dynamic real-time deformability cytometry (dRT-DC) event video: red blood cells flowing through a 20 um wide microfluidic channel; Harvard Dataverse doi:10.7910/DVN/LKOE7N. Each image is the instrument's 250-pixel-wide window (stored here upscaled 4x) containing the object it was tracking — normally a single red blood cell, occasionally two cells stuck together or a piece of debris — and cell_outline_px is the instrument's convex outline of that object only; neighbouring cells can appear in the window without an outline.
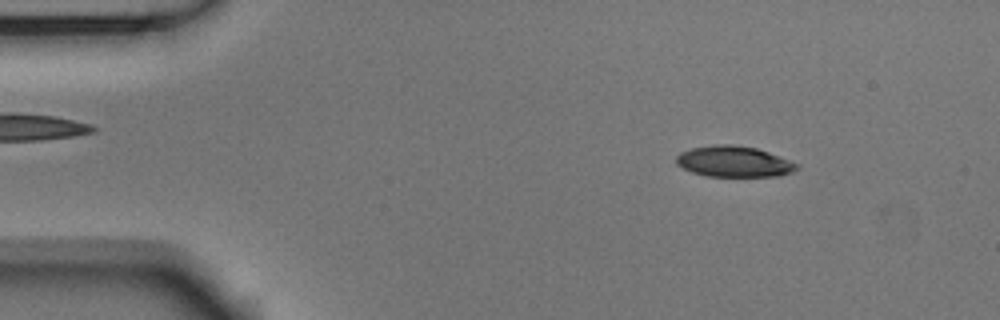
{"species": "Egyptian fruit bat (a non-hibernating species)", "species_latin": "Rousettus aegyptiacus", "temperature_condition": "room temperature", "stored_images_in_passage": 48, "camera_frame_rate_fps": 3000, "um_per_image_px": 0.085, "animal": {"sex": "male"}, "frame": {"image": 1, "passage_image": 1, "time_ms": 0.0, "image_size_px": [1000, 320], "cell_outline_px": [[800, 168], [792, 172], [776, 176], [708, 176], [692, 172], [676, 164], [676, 156], [680, 152], [692, 148], [716, 144], [732, 144], [756, 148], [768, 152], [800, 164]], "centroid_in_image_um": [62.39, 13.73], "position_along_channel_um": 22.6, "area_um2": 21.68}}
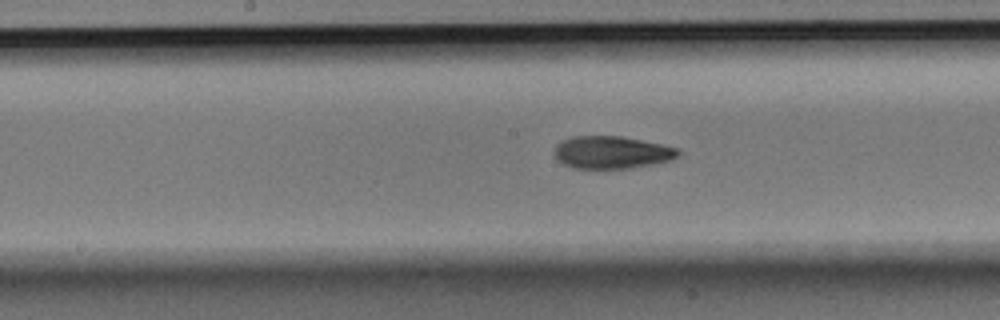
{"frame": {"image": 2, "passage_image": 21, "time_ms": 6.667, "image_size_px": [1000, 320], "cell_outline_px": [[680, 152], [672, 160], [652, 164], [628, 168], [572, 168], [564, 164], [556, 156], [556, 144], [560, 140], [572, 136], [620, 136], [680, 148]], "centroid_in_image_um": [52.0, 12.94], "position_along_channel_um": 196.2, "area_um2": 23.24}}
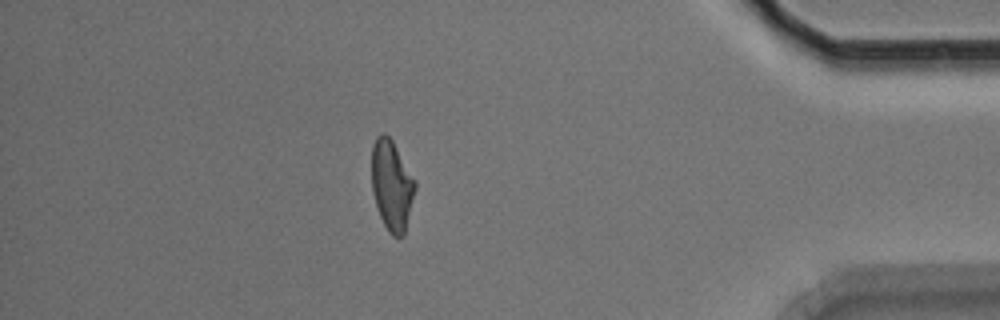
{"frame": {"image": 3, "passage_image": 41, "time_ms": 13.333, "image_size_px": [1000, 320], "cell_outline_px": [[416, 188], [404, 236], [392, 236], [388, 232], [380, 216], [372, 192], [372, 144], [376, 136], [380, 132], [384, 132], [392, 140], [416, 180]], "centroid_in_image_um": [33.3, 15.73], "position_along_channel_um": 401.9, "area_um2": 23.0}, "authors_computed_cell_mechanics": {"area_um2": 23.2067, "velocity_mm_per_s": 3.7044, "shape_relaxation_time_tau1_ms": 3.569, "shape_relaxation_time_tau2_ms": 1.7149, "deformation_change_tau1": 0.1613, "deformation_change_tau2": 0.0813}}